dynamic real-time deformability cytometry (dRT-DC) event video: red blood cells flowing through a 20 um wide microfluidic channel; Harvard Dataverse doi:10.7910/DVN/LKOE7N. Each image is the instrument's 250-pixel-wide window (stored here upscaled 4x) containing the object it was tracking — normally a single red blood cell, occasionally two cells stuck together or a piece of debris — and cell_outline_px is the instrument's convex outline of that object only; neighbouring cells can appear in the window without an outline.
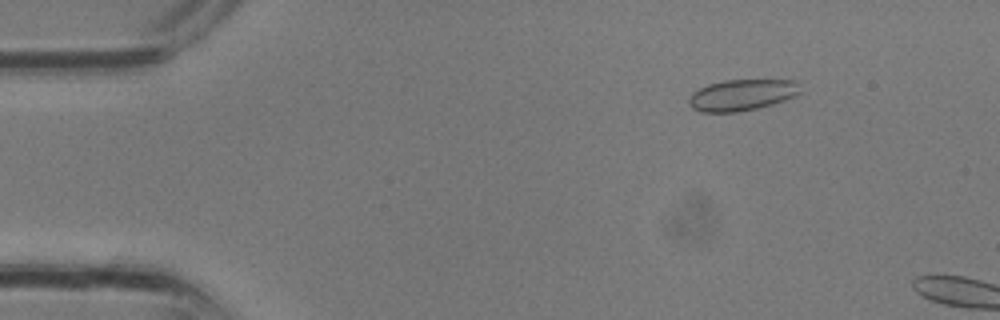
{"species": "common noctule bat (a hibernating species)", "species_latin": "Nyctalus noctula", "temperature_condition": "room temperature", "stored_images_in_passage": 7, "camera_frame_rate_fps": 3000, "um_per_image_px": 0.085, "animal": {"sex": "male", "body_mass_g": 13.3}, "frame": {"image": 1, "passage_image": 5, "time_ms": 1.333, "image_size_px": [1000, 320], "cell_outline_px": [[804, 92], [796, 96], [772, 104], [756, 108], [736, 112], [700, 112], [692, 108], [688, 104], [688, 100], [692, 92], [708, 84], [724, 80], [796, 80]], "centroid_in_image_um": [63.08, 8.07], "position_along_channel_um": 21.9, "area_um2": 20.46}}